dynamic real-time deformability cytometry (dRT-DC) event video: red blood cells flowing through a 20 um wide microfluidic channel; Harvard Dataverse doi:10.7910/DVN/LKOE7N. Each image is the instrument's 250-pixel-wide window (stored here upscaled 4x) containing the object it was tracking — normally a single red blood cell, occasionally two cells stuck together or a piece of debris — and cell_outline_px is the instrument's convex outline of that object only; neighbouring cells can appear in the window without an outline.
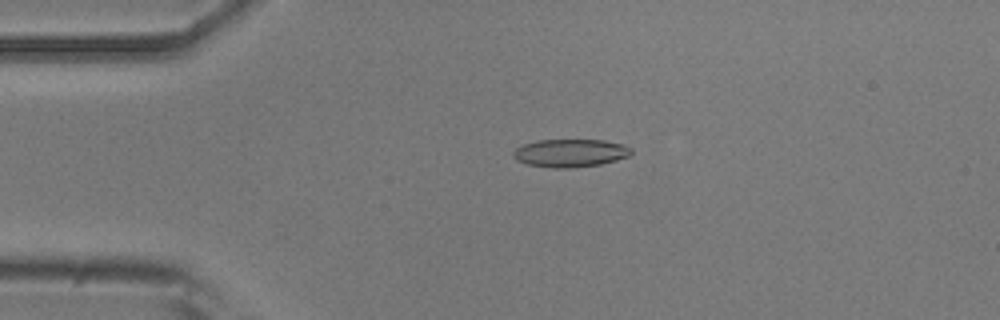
{"species": "common noctule bat (a hibernating species)", "species_latin": "Nyctalus noctula", "temperature_condition": "room temperature", "stored_images_in_passage": 42, "camera_frame_rate_fps": 3000, "um_per_image_px": 0.085, "animal": {"sex": "male", "body_mass_g": 20.5, "forearm_length_mm": 52.5}, "frame": {"image": 1, "passage_image": 1, "time_ms": 0.0, "image_size_px": [1000, 320], "cell_outline_px": [[632, 152], [628, 156], [616, 160], [600, 164], [572, 168], [552, 168], [528, 164], [516, 160], [512, 156], [512, 152], [516, 148], [524, 144], [536, 140], [604, 140], [624, 144], [632, 148]], "centroid_in_image_um": [48.47, 13.0], "position_along_channel_um": 36.5, "area_um2": 19.31}}
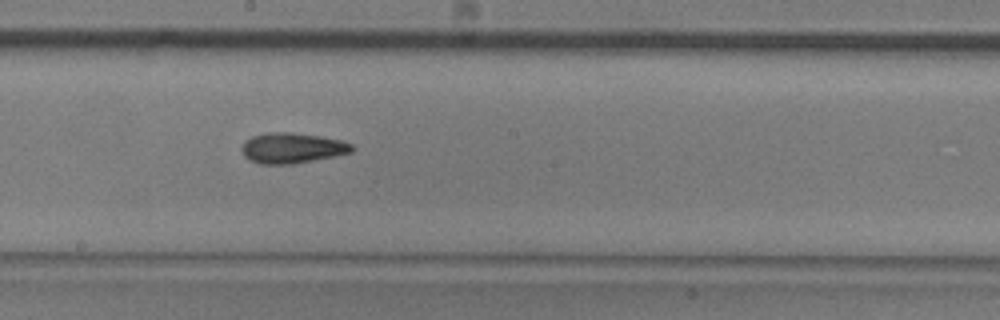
{"frame": {"image": 2, "passage_image": 18, "time_ms": 5.667, "image_size_px": [1000, 320], "cell_outline_px": [[352, 152], [336, 156], [292, 164], [260, 164], [248, 160], [244, 156], [240, 148], [244, 140], [252, 136], [268, 132], [288, 132], [320, 136], [344, 140], [352, 144]], "centroid_in_image_um": [24.8, 12.58], "position_along_channel_um": 223.4, "area_um2": 19.77}}
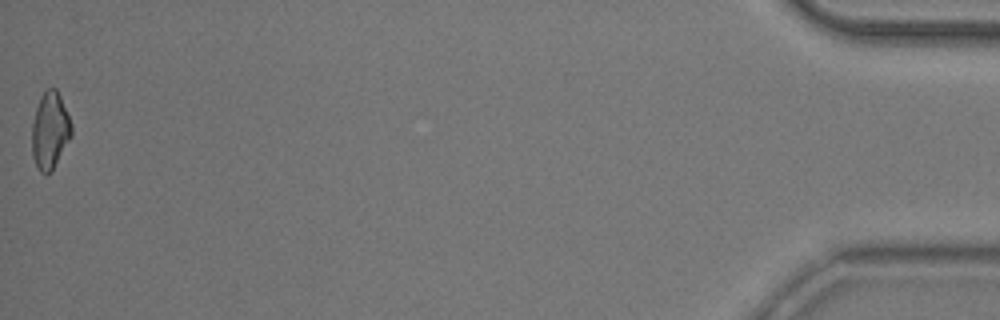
{"frame": {"image": 3, "passage_image": 42, "time_ms": 13.667, "image_size_px": [1000, 320], "cell_outline_px": [[72, 136], [52, 172], [40, 172], [32, 156], [32, 124], [36, 108], [40, 96], [48, 88], [56, 88], [60, 96], [72, 124]], "centroid_in_image_um": [4.26, 11.1], "position_along_channel_um": 430.9, "area_um2": 17.74}, "authors_computed_cell_mechanics": {"area_um2": 18.6405, "velocity_mm_per_s": 3.837, "shape_relaxation_time_tau1_ms": 5.7903, "shape_relaxation_time_tau2_ms": 4.4763, "deformation_change_tau1": 0.1567, "deformation_change_tau2": 0.1377}}